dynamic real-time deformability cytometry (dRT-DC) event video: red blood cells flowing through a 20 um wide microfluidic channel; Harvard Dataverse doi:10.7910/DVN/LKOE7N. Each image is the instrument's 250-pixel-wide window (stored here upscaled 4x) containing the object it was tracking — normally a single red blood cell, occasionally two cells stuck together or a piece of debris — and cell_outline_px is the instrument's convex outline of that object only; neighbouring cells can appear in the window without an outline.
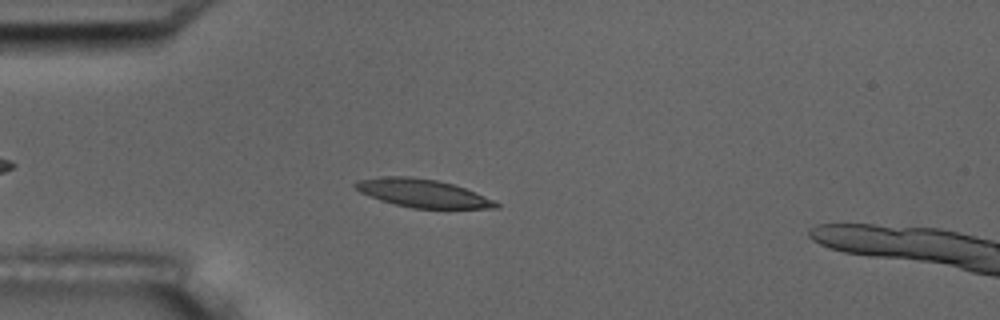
{"species": "common noctule bat (a hibernating species)", "species_latin": "Nyctalus noctula", "temperature_condition": "room temperature", "stored_images_in_passage": 5, "camera_frame_rate_fps": 3000, "um_per_image_px": 0.085, "animal": {"sex": "male", "body_mass_g": 17.5, "forearm_length_mm": 52.3}, "frame": {"image": 1, "passage_image": 4, "time_ms": 4.333, "image_size_px": [1000, 320], "cell_outline_px": [[500, 204], [496, 208], [412, 208], [380, 200], [360, 192], [352, 184], [356, 180], [384, 176], [412, 176], [436, 180], [452, 184], [464, 188], [492, 200]], "centroid_in_image_um": [35.85, 16.41], "position_along_channel_um": 49.2, "area_um2": 22.72}}